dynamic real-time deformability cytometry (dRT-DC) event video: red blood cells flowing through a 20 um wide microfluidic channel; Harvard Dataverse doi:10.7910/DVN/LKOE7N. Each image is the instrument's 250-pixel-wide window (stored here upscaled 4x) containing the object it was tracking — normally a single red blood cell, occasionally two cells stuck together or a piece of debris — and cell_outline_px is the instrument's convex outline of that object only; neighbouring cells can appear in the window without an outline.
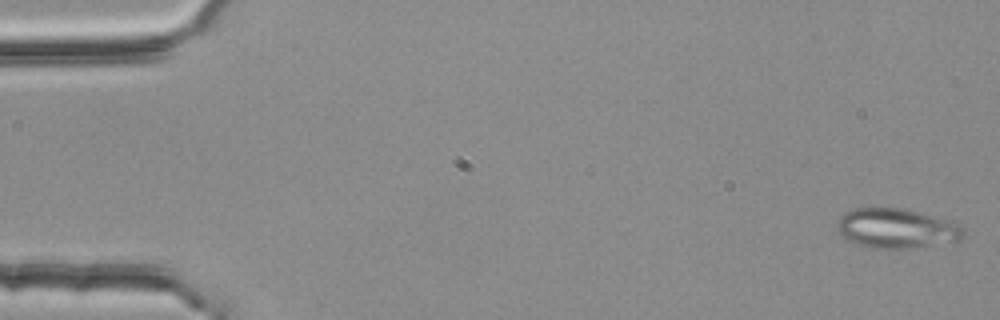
{"species": "common noctule bat (a hibernating species)", "species_latin": "Nyctalus noctula", "temperature_condition": "room temperature", "stored_images_in_passage": 54, "segment_of_instrument_passage": [1, 2], "camera_frame_rate_fps": 3000, "um_per_image_px": 0.085, "animal": {"sex": "female", "body_mass_g": 25.1}, "frame": {"image": 1, "passage_image": 1, "time_ms": 0.0, "image_size_px": [1000, 320], "cell_outline_px": [[964, 236], [960, 240], [908, 248], [876, 248], [860, 244], [848, 240], [836, 228], [836, 220], [844, 212], [852, 208], [904, 208], [952, 220], [964, 228]], "centroid_in_image_um": [76.21, 19.38], "position_along_channel_um": 8.8, "area_um2": 29.19}}
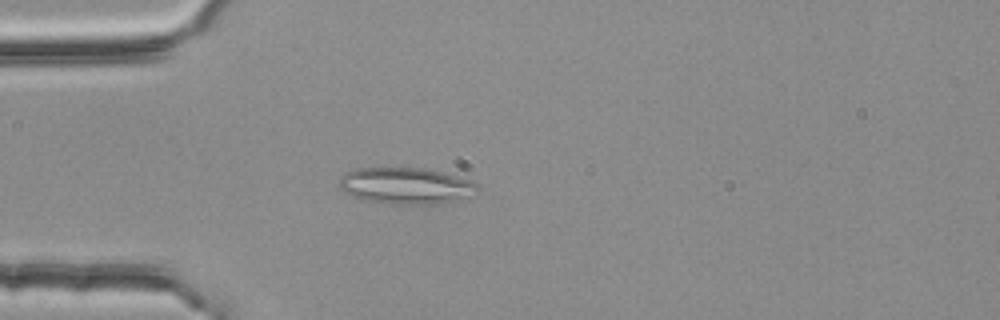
{"frame": {"image": 2, "passage_image": 15, "time_ms": 4.667, "image_size_px": [1000, 320], "cell_outline_px": [[480, 188], [464, 196], [436, 204], [392, 204], [360, 200], [344, 192], [340, 188], [340, 176], [356, 168], [424, 168], [444, 172], [468, 180], [476, 184]], "centroid_in_image_um": [34.4, 15.78], "position_along_channel_um": 50.6, "area_um2": 28.96}}